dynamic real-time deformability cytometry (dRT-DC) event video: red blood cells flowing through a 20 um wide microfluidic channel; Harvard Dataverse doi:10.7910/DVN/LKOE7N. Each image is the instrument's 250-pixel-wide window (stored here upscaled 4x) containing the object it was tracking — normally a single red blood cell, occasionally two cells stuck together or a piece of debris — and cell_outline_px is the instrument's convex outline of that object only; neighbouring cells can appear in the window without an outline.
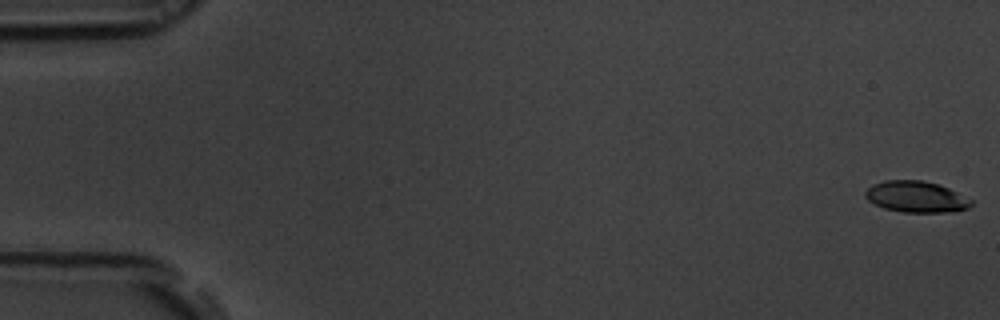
{"species": "common noctule bat (a hibernating species)", "species_latin": "Nyctalus noctula", "temperature_condition": "room temperature", "stored_images_in_passage": 55, "camera_frame_rate_fps": 3000, "um_per_image_px": 0.085, "animal": {"sex": "male", "body_mass_g": 19.5, "forearm_length_mm": 54.6}, "frame": {"image": 1, "passage_image": 1, "time_ms": 0.0, "image_size_px": [1000, 320], "cell_outline_px": [[972, 204], [968, 208], [956, 212], [904, 212], [884, 208], [868, 200], [864, 196], [864, 192], [872, 184], [884, 180], [920, 180], [936, 184], [948, 188], [972, 200]], "centroid_in_image_um": [77.86, 16.73], "position_along_channel_um": 7.1, "area_um2": 19.19}}
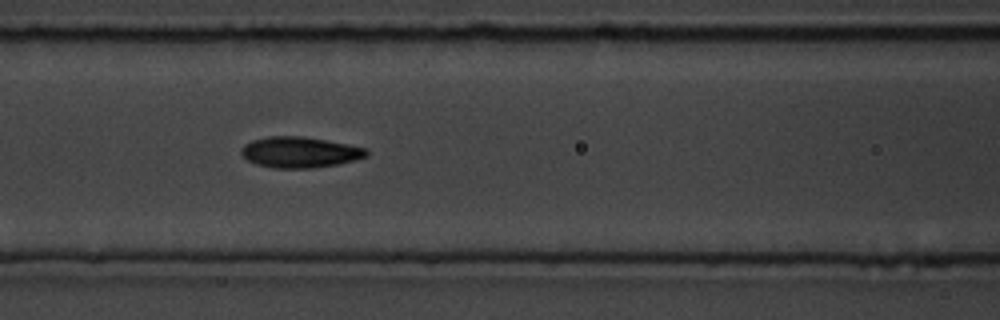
{"frame": {"image": 2, "passage_image": 24, "time_ms": 7.667, "image_size_px": [1000, 320], "cell_outline_px": [[368, 156], [356, 160], [336, 164], [312, 168], [272, 168], [256, 164], [248, 160], [240, 152], [240, 148], [244, 144], [252, 140], [268, 136], [304, 136], [348, 144], [368, 148]], "centroid_in_image_um": [25.49, 12.93], "position_along_channel_um": 141.1, "area_um2": 22.66}}
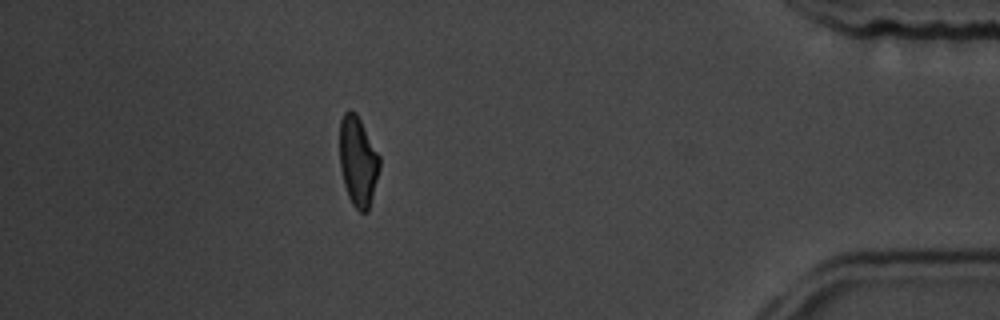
{"frame": {"image": 3, "passage_image": 49, "time_ms": 16.0, "image_size_px": [1000, 320], "cell_outline_px": [[380, 168], [368, 212], [360, 212], [352, 204], [348, 196], [344, 184], [340, 168], [340, 120], [344, 112], [348, 108], [356, 112], [380, 156]], "centroid_in_image_um": [30.42, 13.69], "position_along_channel_um": 404.8, "area_um2": 20.98}, "authors_computed_cell_mechanics": {"area_um2": 21.3282, "velocity_mm_per_s": 3.7299, "shape_relaxation_time_tau1_ms": 3.3679, "shape_relaxation_time_tau2_ms": 2.3105, "deformation_change_tau1": 0.1426, "deformation_change_tau2": 0.0842}}